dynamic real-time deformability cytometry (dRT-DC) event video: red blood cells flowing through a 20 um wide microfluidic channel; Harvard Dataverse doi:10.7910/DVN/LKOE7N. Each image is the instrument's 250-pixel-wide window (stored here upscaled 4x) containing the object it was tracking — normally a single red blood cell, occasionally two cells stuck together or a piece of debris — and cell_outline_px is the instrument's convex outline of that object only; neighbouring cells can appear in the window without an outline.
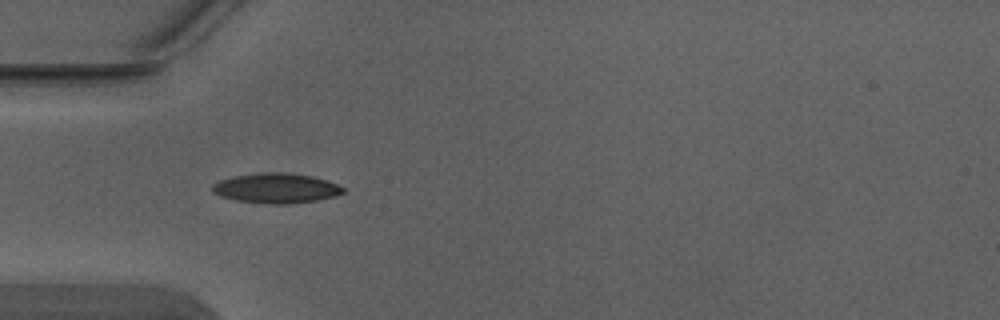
{"species": "Egyptian fruit bat (a non-hibernating species)", "species_latin": "Rousettus aegyptiacus", "temperature_condition": "warm", "stored_images_in_passage": 6, "camera_frame_rate_fps": 3000, "um_per_image_px": 0.085, "animal": {"sex": "male"}, "frame": {"image": 1, "passage_image": 3, "time_ms": 0.667, "image_size_px": [1000, 320], "cell_outline_px": [[344, 192], [336, 196], [316, 200], [292, 204], [268, 204], [236, 200], [220, 196], [212, 192], [212, 184], [220, 180], [236, 176], [264, 172], [284, 172], [312, 176], [336, 184], [344, 188]], "centroid_in_image_um": [23.46, 16.0], "position_along_channel_um": 61.5, "area_um2": 22.72}}
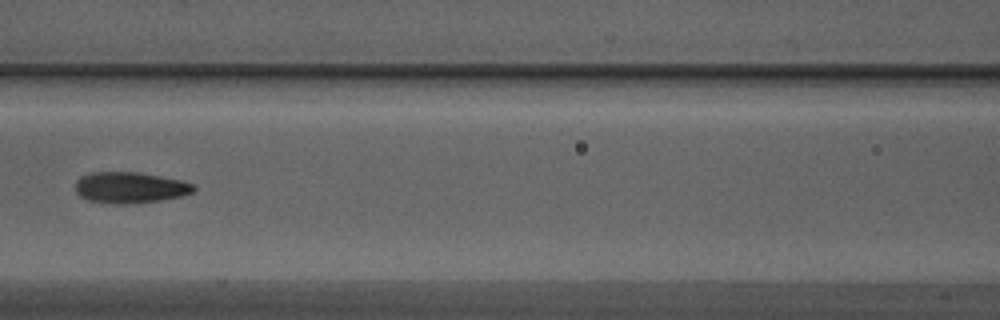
{"frame": {"image": 2, "passage_image": 5, "time_ms": 1.333, "image_size_px": [1000, 320], "cell_outline_px": [[196, 188], [192, 192], [180, 196], [160, 200], [132, 204], [116, 204], [88, 200], [80, 196], [76, 192], [76, 180], [92, 172], [140, 172], [180, 180], [196, 184]], "centroid_in_image_um": [11.07, 15.94], "position_along_channel_um": 155.5, "area_um2": 21.39}}
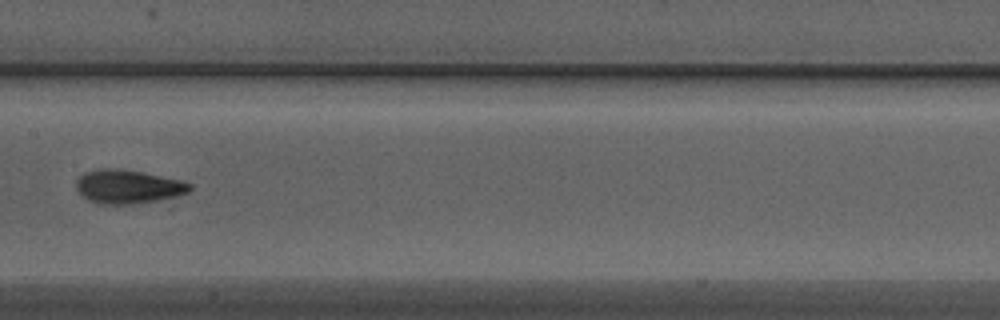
{"frame": {"image": 3, "passage_image": 6, "time_ms": 1.667, "image_size_px": [1000, 320], "cell_outline_px": [[192, 188], [188, 192], [156, 200], [132, 204], [100, 204], [88, 200], [76, 188], [76, 180], [84, 172], [96, 168], [116, 168], [144, 172], [180, 180], [192, 184]], "centroid_in_image_um": [10.84, 15.84], "position_along_channel_um": 196.6, "area_um2": 22.2}}